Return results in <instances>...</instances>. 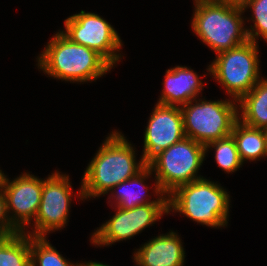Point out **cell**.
I'll list each match as a JSON object with an SVG mask.
<instances>
[{
    "mask_svg": "<svg viewBox=\"0 0 267 266\" xmlns=\"http://www.w3.org/2000/svg\"><path fill=\"white\" fill-rule=\"evenodd\" d=\"M135 151L120 132L114 131L100 146L85 170L79 197L83 199L105 195L113 187L140 172L147 163L136 162Z\"/></svg>",
    "mask_w": 267,
    "mask_h": 266,
    "instance_id": "obj_1",
    "label": "cell"
},
{
    "mask_svg": "<svg viewBox=\"0 0 267 266\" xmlns=\"http://www.w3.org/2000/svg\"><path fill=\"white\" fill-rule=\"evenodd\" d=\"M47 44L38 56V67L56 79L94 81L113 68L97 51L71 42L60 31Z\"/></svg>",
    "mask_w": 267,
    "mask_h": 266,
    "instance_id": "obj_2",
    "label": "cell"
},
{
    "mask_svg": "<svg viewBox=\"0 0 267 266\" xmlns=\"http://www.w3.org/2000/svg\"><path fill=\"white\" fill-rule=\"evenodd\" d=\"M242 7L212 0L195 1L192 28L216 54L236 48L248 41Z\"/></svg>",
    "mask_w": 267,
    "mask_h": 266,
    "instance_id": "obj_3",
    "label": "cell"
},
{
    "mask_svg": "<svg viewBox=\"0 0 267 266\" xmlns=\"http://www.w3.org/2000/svg\"><path fill=\"white\" fill-rule=\"evenodd\" d=\"M227 191L215 182L200 178L178 186L168 195L169 213L180 212L210 227L227 226L230 199Z\"/></svg>",
    "mask_w": 267,
    "mask_h": 266,
    "instance_id": "obj_4",
    "label": "cell"
},
{
    "mask_svg": "<svg viewBox=\"0 0 267 266\" xmlns=\"http://www.w3.org/2000/svg\"><path fill=\"white\" fill-rule=\"evenodd\" d=\"M205 154V146L188 137L159 152L147 163L155 172L154 192L158 196H168L178 186L203 178L197 173Z\"/></svg>",
    "mask_w": 267,
    "mask_h": 266,
    "instance_id": "obj_5",
    "label": "cell"
},
{
    "mask_svg": "<svg viewBox=\"0 0 267 266\" xmlns=\"http://www.w3.org/2000/svg\"><path fill=\"white\" fill-rule=\"evenodd\" d=\"M236 102L238 101L229 99H195L181 106L185 137L206 146L212 141L230 136L239 120Z\"/></svg>",
    "mask_w": 267,
    "mask_h": 266,
    "instance_id": "obj_6",
    "label": "cell"
},
{
    "mask_svg": "<svg viewBox=\"0 0 267 266\" xmlns=\"http://www.w3.org/2000/svg\"><path fill=\"white\" fill-rule=\"evenodd\" d=\"M258 45L247 41L236 48L222 51L208 67L233 100L239 101L260 80Z\"/></svg>",
    "mask_w": 267,
    "mask_h": 266,
    "instance_id": "obj_7",
    "label": "cell"
},
{
    "mask_svg": "<svg viewBox=\"0 0 267 266\" xmlns=\"http://www.w3.org/2000/svg\"><path fill=\"white\" fill-rule=\"evenodd\" d=\"M65 31H60L71 42L86 46L97 51L112 66L119 62L122 47L121 39L105 19L98 14L85 12L72 15L65 19Z\"/></svg>",
    "mask_w": 267,
    "mask_h": 266,
    "instance_id": "obj_8",
    "label": "cell"
},
{
    "mask_svg": "<svg viewBox=\"0 0 267 266\" xmlns=\"http://www.w3.org/2000/svg\"><path fill=\"white\" fill-rule=\"evenodd\" d=\"M48 176L43 180L40 207L33 224L35 230L25 232L33 237H46L48 232L59 230L68 222L72 198L69 176L57 171Z\"/></svg>",
    "mask_w": 267,
    "mask_h": 266,
    "instance_id": "obj_9",
    "label": "cell"
},
{
    "mask_svg": "<svg viewBox=\"0 0 267 266\" xmlns=\"http://www.w3.org/2000/svg\"><path fill=\"white\" fill-rule=\"evenodd\" d=\"M115 209V215L91 236V242L95 246H110L115 242L130 239L161 219L163 214L169 213L168 203H148L133 209Z\"/></svg>",
    "mask_w": 267,
    "mask_h": 266,
    "instance_id": "obj_10",
    "label": "cell"
},
{
    "mask_svg": "<svg viewBox=\"0 0 267 266\" xmlns=\"http://www.w3.org/2000/svg\"><path fill=\"white\" fill-rule=\"evenodd\" d=\"M0 185L6 198L7 214L9 212L14 214L8 216L9 220L19 232H25V227L37 216L41 202L43 180L32 174L22 173L10 182L3 173Z\"/></svg>",
    "mask_w": 267,
    "mask_h": 266,
    "instance_id": "obj_11",
    "label": "cell"
},
{
    "mask_svg": "<svg viewBox=\"0 0 267 266\" xmlns=\"http://www.w3.org/2000/svg\"><path fill=\"white\" fill-rule=\"evenodd\" d=\"M185 137L179 106L156 104L144 132L142 159L148 163L159 152Z\"/></svg>",
    "mask_w": 267,
    "mask_h": 266,
    "instance_id": "obj_12",
    "label": "cell"
},
{
    "mask_svg": "<svg viewBox=\"0 0 267 266\" xmlns=\"http://www.w3.org/2000/svg\"><path fill=\"white\" fill-rule=\"evenodd\" d=\"M133 256L137 266H183L185 251L178 234L171 231L152 238Z\"/></svg>",
    "mask_w": 267,
    "mask_h": 266,
    "instance_id": "obj_13",
    "label": "cell"
},
{
    "mask_svg": "<svg viewBox=\"0 0 267 266\" xmlns=\"http://www.w3.org/2000/svg\"><path fill=\"white\" fill-rule=\"evenodd\" d=\"M164 89L157 103L171 106H183L195 100L203 89L198 74L186 66H176L166 70Z\"/></svg>",
    "mask_w": 267,
    "mask_h": 266,
    "instance_id": "obj_14",
    "label": "cell"
},
{
    "mask_svg": "<svg viewBox=\"0 0 267 266\" xmlns=\"http://www.w3.org/2000/svg\"><path fill=\"white\" fill-rule=\"evenodd\" d=\"M241 115L239 121L259 129L267 127V79L259 82L238 103Z\"/></svg>",
    "mask_w": 267,
    "mask_h": 266,
    "instance_id": "obj_15",
    "label": "cell"
},
{
    "mask_svg": "<svg viewBox=\"0 0 267 266\" xmlns=\"http://www.w3.org/2000/svg\"><path fill=\"white\" fill-rule=\"evenodd\" d=\"M241 161L259 160L267 156V139L264 129L253 128L237 121L231 133Z\"/></svg>",
    "mask_w": 267,
    "mask_h": 266,
    "instance_id": "obj_16",
    "label": "cell"
},
{
    "mask_svg": "<svg viewBox=\"0 0 267 266\" xmlns=\"http://www.w3.org/2000/svg\"><path fill=\"white\" fill-rule=\"evenodd\" d=\"M152 170L148 165H146L140 172H138L135 176L127 179L126 181L121 182L120 184L116 185L111 189L110 192L114 191L118 188V192L113 195L114 199L116 198L115 207L123 208V209H133L136 206L145 205L148 203H168L167 196H159L156 200L151 201L144 198L143 193L141 194L139 191L146 189L144 192H147V186H145L144 180L147 179L151 174ZM133 186L139 187V191H135ZM139 192V193H138ZM142 192V191H141ZM141 194V195H140ZM143 195V196H142Z\"/></svg>",
    "mask_w": 267,
    "mask_h": 266,
    "instance_id": "obj_17",
    "label": "cell"
},
{
    "mask_svg": "<svg viewBox=\"0 0 267 266\" xmlns=\"http://www.w3.org/2000/svg\"><path fill=\"white\" fill-rule=\"evenodd\" d=\"M30 263V235L19 232L0 236V266H27Z\"/></svg>",
    "mask_w": 267,
    "mask_h": 266,
    "instance_id": "obj_18",
    "label": "cell"
},
{
    "mask_svg": "<svg viewBox=\"0 0 267 266\" xmlns=\"http://www.w3.org/2000/svg\"><path fill=\"white\" fill-rule=\"evenodd\" d=\"M30 262L33 266H84V263L67 261L46 237L30 236Z\"/></svg>",
    "mask_w": 267,
    "mask_h": 266,
    "instance_id": "obj_19",
    "label": "cell"
},
{
    "mask_svg": "<svg viewBox=\"0 0 267 266\" xmlns=\"http://www.w3.org/2000/svg\"><path fill=\"white\" fill-rule=\"evenodd\" d=\"M205 148L206 152L208 148L215 149L216 163L228 174L237 171V169L243 165L236 143L231 135L223 139L212 141L208 143Z\"/></svg>",
    "mask_w": 267,
    "mask_h": 266,
    "instance_id": "obj_20",
    "label": "cell"
},
{
    "mask_svg": "<svg viewBox=\"0 0 267 266\" xmlns=\"http://www.w3.org/2000/svg\"><path fill=\"white\" fill-rule=\"evenodd\" d=\"M246 8L252 10L251 20L254 22V26L246 29L248 40L257 43L260 36L267 42V0H248L242 10L245 12Z\"/></svg>",
    "mask_w": 267,
    "mask_h": 266,
    "instance_id": "obj_21",
    "label": "cell"
},
{
    "mask_svg": "<svg viewBox=\"0 0 267 266\" xmlns=\"http://www.w3.org/2000/svg\"><path fill=\"white\" fill-rule=\"evenodd\" d=\"M8 216L4 190L0 185V236H8L19 233V231L12 225Z\"/></svg>",
    "mask_w": 267,
    "mask_h": 266,
    "instance_id": "obj_22",
    "label": "cell"
},
{
    "mask_svg": "<svg viewBox=\"0 0 267 266\" xmlns=\"http://www.w3.org/2000/svg\"><path fill=\"white\" fill-rule=\"evenodd\" d=\"M212 1L242 7L248 0H212Z\"/></svg>",
    "mask_w": 267,
    "mask_h": 266,
    "instance_id": "obj_23",
    "label": "cell"
},
{
    "mask_svg": "<svg viewBox=\"0 0 267 266\" xmlns=\"http://www.w3.org/2000/svg\"><path fill=\"white\" fill-rule=\"evenodd\" d=\"M84 266H109V265H106V264H103V263H100V262H85L84 263Z\"/></svg>",
    "mask_w": 267,
    "mask_h": 266,
    "instance_id": "obj_24",
    "label": "cell"
},
{
    "mask_svg": "<svg viewBox=\"0 0 267 266\" xmlns=\"http://www.w3.org/2000/svg\"><path fill=\"white\" fill-rule=\"evenodd\" d=\"M265 131V135H266V139H267V127L264 129Z\"/></svg>",
    "mask_w": 267,
    "mask_h": 266,
    "instance_id": "obj_25",
    "label": "cell"
},
{
    "mask_svg": "<svg viewBox=\"0 0 267 266\" xmlns=\"http://www.w3.org/2000/svg\"><path fill=\"white\" fill-rule=\"evenodd\" d=\"M2 174H3L2 170H0V181H1Z\"/></svg>",
    "mask_w": 267,
    "mask_h": 266,
    "instance_id": "obj_26",
    "label": "cell"
}]
</instances>
